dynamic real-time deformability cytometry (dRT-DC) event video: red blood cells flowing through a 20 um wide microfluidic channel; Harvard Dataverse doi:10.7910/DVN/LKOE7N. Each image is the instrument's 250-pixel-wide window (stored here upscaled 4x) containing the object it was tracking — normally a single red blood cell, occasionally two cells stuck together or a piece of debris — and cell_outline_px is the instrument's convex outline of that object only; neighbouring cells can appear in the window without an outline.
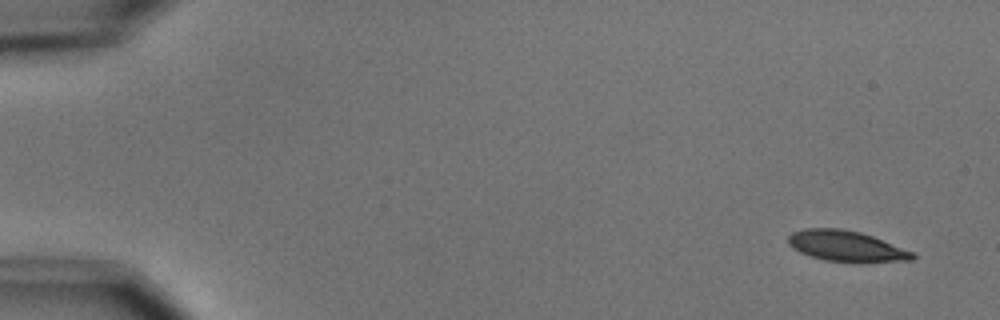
{"species": "common noctule bat (a hibernating species)", "species_latin": "Nyctalus noctula", "temperature_condition": "cold", "stored_images_in_passage": 4, "camera_frame_rate_fps": 3000, "um_per_image_px": 0.085, "animal": {"sex": "male", "body_mass_g": 15.6}, "frame": {"image": 1, "passage_image": 1, "time_ms": 0.0, "image_size_px": [1000, 320], "cell_outline_px": [[916, 256], [912, 260], [860, 264], [856, 264], [824, 260], [800, 252], [792, 248], [788, 244], [788, 236], [792, 232], [804, 228], [840, 228], [860, 232], [872, 236], [912, 252]], "centroid_in_image_um": [71.92, 20.95], "position_along_channel_um": 13.1, "area_um2": 22.66}}
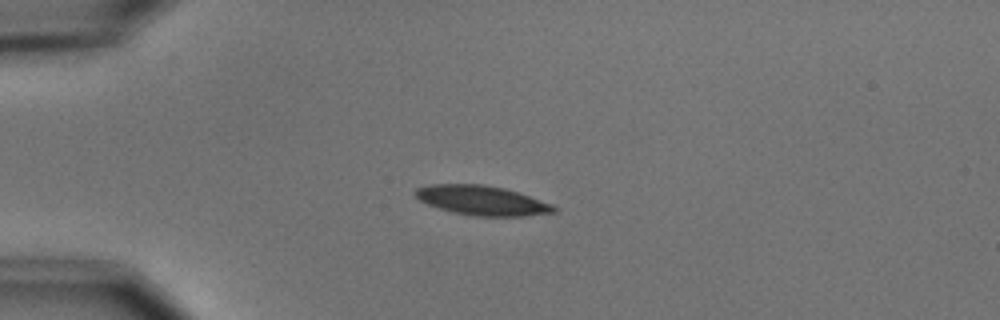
{"frame": {"image": 2, "passage_image": 4, "time_ms": 3.667, "image_size_px": [1000, 320], "cell_outline_px": [[556, 212], [524, 216], [472, 216], [452, 212], [428, 204], [420, 200], [412, 192], [416, 188], [428, 184], [484, 184], [504, 188], [552, 204], [556, 208]], "centroid_in_image_um": [40.93, 17.03], "position_along_channel_um": 44.1, "area_um2": 23.76}}